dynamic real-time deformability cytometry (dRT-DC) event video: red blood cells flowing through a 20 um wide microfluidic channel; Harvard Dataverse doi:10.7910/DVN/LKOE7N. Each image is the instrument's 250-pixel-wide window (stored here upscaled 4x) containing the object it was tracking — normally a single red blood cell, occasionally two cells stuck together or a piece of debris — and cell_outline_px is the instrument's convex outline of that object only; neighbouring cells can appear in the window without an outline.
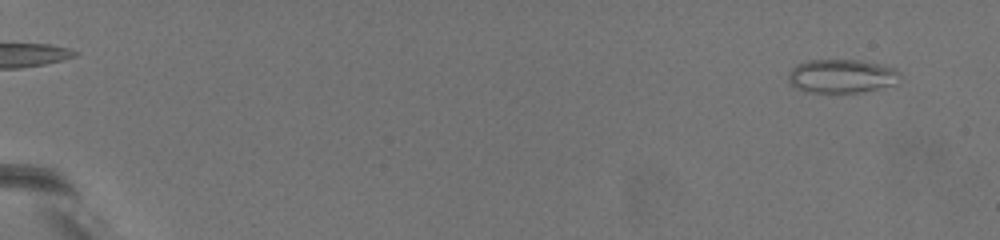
{"species": "common noctule bat (a hibernating species)", "species_latin": "Nyctalus noctula", "temperature_condition": "warm", "stored_images_in_passage": 47, "camera_frame_rate_fps": 3000, "um_per_image_px": 0.085, "animal": {"sex": "female", "body_mass_g": 19.5, "forearm_length_mm": 54.1}, "frame": {"image": 1, "passage_image": 1, "time_ms": 0.0, "image_size_px": [1000, 240], "cell_outline_px": [[900, 76], [896, 84], [860, 92], [804, 92], [796, 88], [788, 80], [788, 76], [792, 68], [796, 64], [808, 60], [860, 60], [884, 64], [896, 68], [900, 72]], "centroid_in_image_um": [71.56, 6.46], "position_along_channel_um": 13.4, "area_um2": 22.08}}
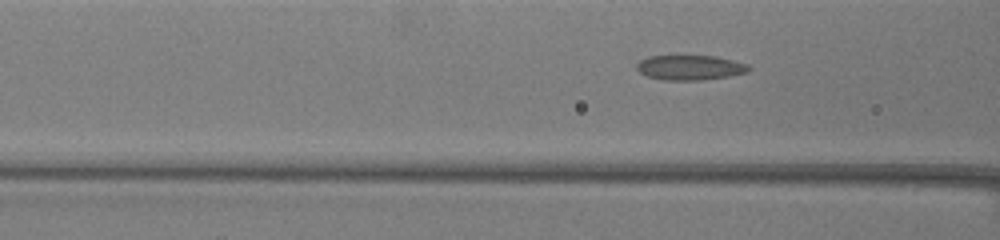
{"frame": {"image": 2, "passage_image": 27, "time_ms": 8.667, "image_size_px": [1000, 240], "cell_outline_px": [[752, 68], [748, 72], [728, 76], [700, 80], [664, 80], [644, 76], [636, 68], [636, 64], [640, 60], [648, 56], [716, 56], [748, 64]], "centroid_in_image_um": [58.63, 5.74], "position_along_channel_um": 108.0, "area_um2": 16.3}}
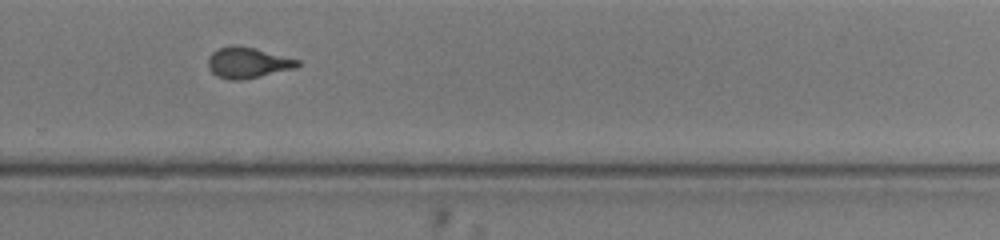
{"frame": {"image": 3, "passage_image": 46, "time_ms": 15.0, "image_size_px": [1000, 240], "cell_outline_px": [[304, 64], [296, 68], [244, 80], [228, 80], [216, 76], [208, 68], [208, 56], [212, 52], [220, 48], [236, 44], [240, 44], [256, 48], [300, 60]], "centroid_in_image_um": [21.08, 5.33], "position_along_channel_um": 308.7, "area_um2": 16.47}}